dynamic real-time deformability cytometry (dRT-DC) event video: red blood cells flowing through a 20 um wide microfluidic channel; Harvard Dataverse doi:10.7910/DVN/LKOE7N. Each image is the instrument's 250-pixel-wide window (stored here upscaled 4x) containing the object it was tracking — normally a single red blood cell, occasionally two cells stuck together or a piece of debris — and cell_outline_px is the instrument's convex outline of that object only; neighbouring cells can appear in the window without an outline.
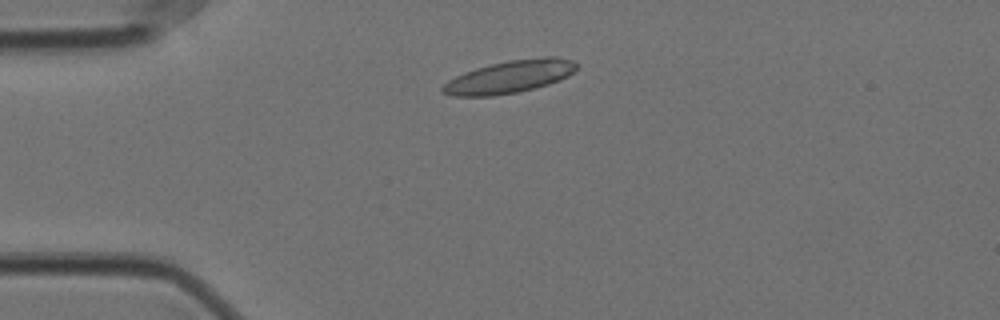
{"species": "Egyptian fruit bat (a non-hibernating species)", "species_latin": "Rousettus aegyptiacus", "temperature_condition": "cold", "stored_images_in_passage": 51, "camera_frame_rate_fps": 3000, "um_per_image_px": 0.085, "animal": {"sex": "female"}, "frame": {"image": 1, "passage_image": 8, "time_ms": 2.333, "image_size_px": [1000, 320], "cell_outline_px": [[580, 64], [568, 76], [560, 80], [536, 88], [516, 92], [492, 96], [452, 96], [440, 92], [440, 88], [448, 80], [464, 72], [476, 68], [508, 60], [544, 56], [556, 56], [572, 60]], "centroid_in_image_um": [43.33, 6.52], "position_along_channel_um": 41.7, "area_um2": 25.61}}
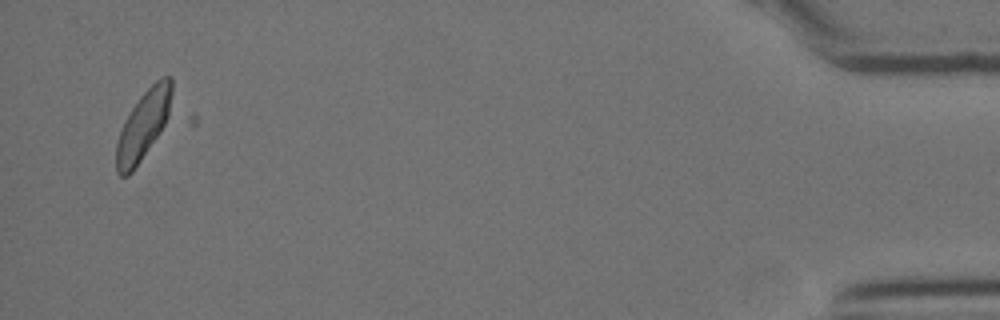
{"frame": {"image": 2, "passage_image": 50, "time_ms": 16.333, "image_size_px": [1000, 320], "cell_outline_px": [[172, 92], [168, 116], [160, 132], [132, 172], [128, 176], [120, 176], [116, 172], [116, 144], [124, 120], [140, 96], [156, 80], [164, 76], [172, 76]], "centroid_in_image_um": [12.16, 10.64], "position_along_channel_um": 423.0, "area_um2": 21.96}}